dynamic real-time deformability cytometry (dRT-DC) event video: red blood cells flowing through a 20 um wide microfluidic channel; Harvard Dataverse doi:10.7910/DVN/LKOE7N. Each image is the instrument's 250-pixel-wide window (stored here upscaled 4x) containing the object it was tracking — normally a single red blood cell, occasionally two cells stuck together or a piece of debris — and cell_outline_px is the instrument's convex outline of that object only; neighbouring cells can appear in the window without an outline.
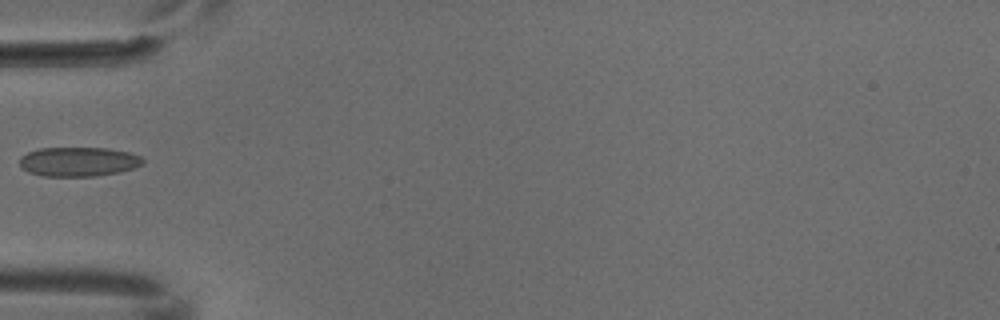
{"species": "common noctule bat (a hibernating species)", "species_latin": "Nyctalus noctula", "temperature_condition": "cold", "stored_images_in_passage": 1, "camera_frame_rate_fps": 3000, "um_per_image_px": 0.085, "animal": {"sex": "male", "body_mass_g": 18.8}, "frame": {"image": 1, "passage_image": 1, "time_ms": 0.0, "image_size_px": [1000, 320], "cell_outline_px": [[144, 164], [120, 172], [96, 176], [44, 176], [28, 172], [20, 168], [20, 156], [28, 152], [40, 148], [108, 148], [128, 152], [140, 156], [144, 160]], "centroid_in_image_um": [6.66, 13.74], "position_along_channel_um": 78.3, "area_um2": 21.15}}